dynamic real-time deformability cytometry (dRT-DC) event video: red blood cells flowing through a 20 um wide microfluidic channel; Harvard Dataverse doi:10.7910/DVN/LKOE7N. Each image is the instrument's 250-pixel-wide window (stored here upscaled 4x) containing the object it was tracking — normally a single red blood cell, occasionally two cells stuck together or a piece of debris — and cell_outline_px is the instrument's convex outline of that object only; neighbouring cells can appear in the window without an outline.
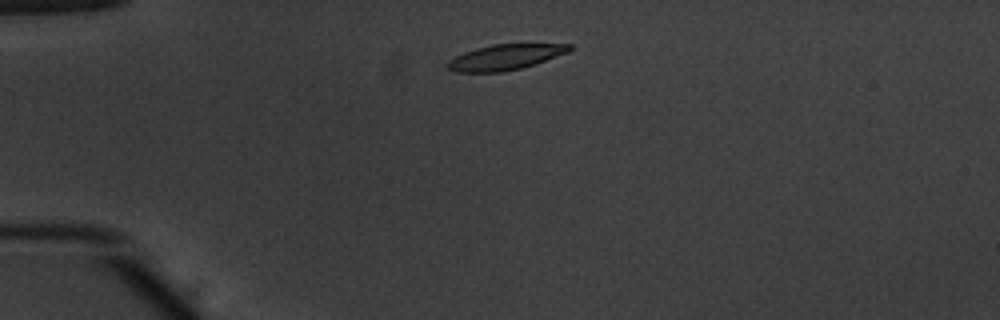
{"species": "common noctule bat (a hibernating species)", "species_latin": "Nyctalus noctula", "temperature_condition": "warm", "stored_images_in_passage": 45, "camera_frame_rate_fps": 3000, "um_per_image_px": 0.085, "animal": {"sex": "male", "body_mass_g": 20.1, "forearm_length_mm": 53.5}, "frame": {"image": 1, "passage_image": 5, "time_ms": 1.333, "image_size_px": [1000, 320], "cell_outline_px": [[572, 48], [568, 52], [520, 68], [504, 72], [456, 72], [448, 68], [448, 60], [464, 52], [476, 48], [492, 44], [572, 44]], "centroid_in_image_um": [42.91, 4.85], "position_along_channel_um": 42.1, "area_um2": 17.8}}
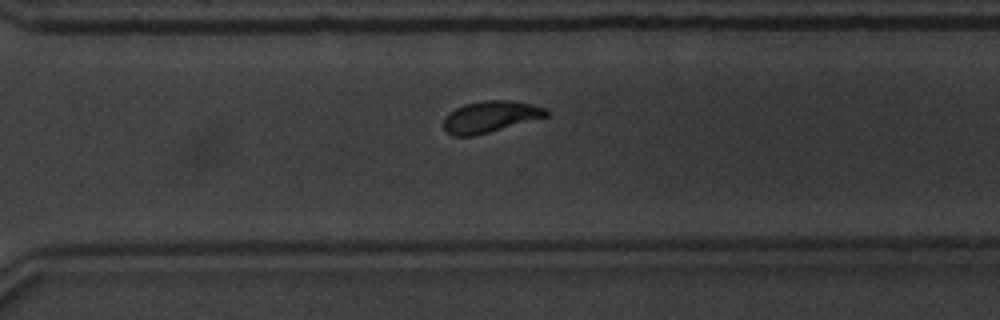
{"frame": {"image": 2, "passage_image": 30, "time_ms": 9.667, "image_size_px": [1000, 320], "cell_outline_px": [[548, 116], [488, 132], [472, 136], [452, 136], [444, 128], [444, 116], [448, 112], [464, 104], [484, 100], [508, 100], [532, 104], [544, 108], [548, 112]], "centroid_in_image_um": [41.63, 9.91], "position_along_channel_um": 329.0, "area_um2": 18.61}}
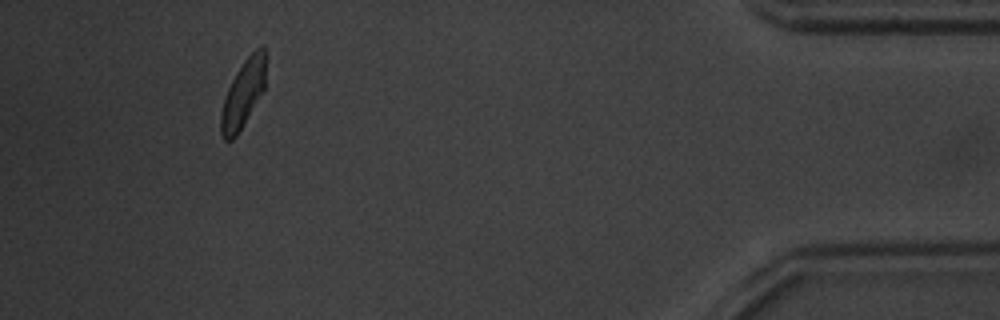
{"frame": {"image": 3, "passage_image": 41, "time_ms": 13.333, "image_size_px": [1000, 320], "cell_outline_px": [[264, 88], [236, 136], [232, 140], [224, 140], [220, 132], [220, 116], [224, 96], [236, 72], [244, 60], [256, 48], [264, 44]], "centroid_in_image_um": [20.62, 7.98], "position_along_channel_um": 414.6, "area_um2": 17.17}, "authors_computed_cell_mechanics": {"area_um2": 18.7272, "velocity_mm_per_s": 3.8514, "shape_relaxation_time_tau1_ms": 2.8135, "shape_relaxation_time_tau2_ms": 2.5585, "deformation_change_tau1": 0.1417, "deformation_change_tau2": 0.0793}}